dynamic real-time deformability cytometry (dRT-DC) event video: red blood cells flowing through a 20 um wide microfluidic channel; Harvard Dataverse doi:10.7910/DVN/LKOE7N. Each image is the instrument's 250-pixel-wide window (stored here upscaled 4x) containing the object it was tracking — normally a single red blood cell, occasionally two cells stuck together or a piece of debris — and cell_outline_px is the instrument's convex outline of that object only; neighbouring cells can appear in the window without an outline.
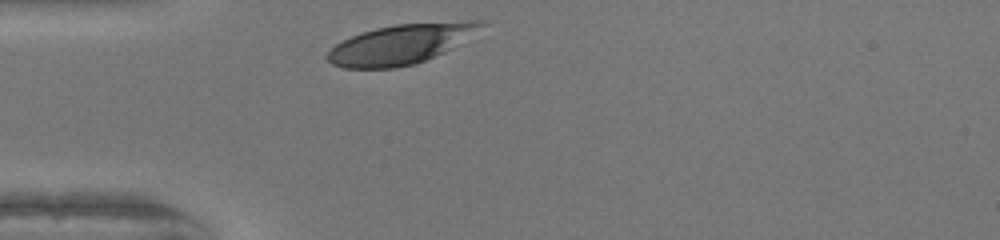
{"species": "human", "species_latin": "Homo sapiens", "temperature_condition": "warm", "stored_images_in_passage": 27, "camera_frame_rate_fps": 3000, "um_per_image_px": 0.085, "donor": {"sex": "female"}, "frame": {"image": 1, "passage_image": 1, "time_ms": 0.0, "image_size_px": [1000, 240], "cell_outline_px": [[488, 24], [444, 52], [424, 60], [412, 64], [392, 68], [344, 68], [332, 64], [324, 56], [336, 44], [352, 36], [376, 28], [396, 24], [468, 20], [484, 20]], "centroid_in_image_um": [34.07, 3.74], "position_along_channel_um": 50.9, "area_um2": 35.2}}
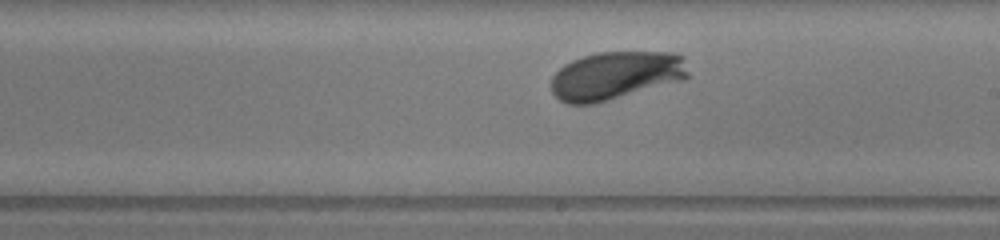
{"frame": {"image": 2, "passage_image": 16, "time_ms": 5.0, "image_size_px": [1000, 240], "cell_outline_px": [[688, 76], [684, 80], [608, 100], [592, 104], [568, 104], [560, 100], [552, 92], [552, 76], [564, 64], [572, 60], [584, 56], [600, 52], [676, 52], [684, 56], [688, 72]], "centroid_in_image_um": [52.37, 6.41], "position_along_channel_um": 236.6, "area_um2": 38.49}}
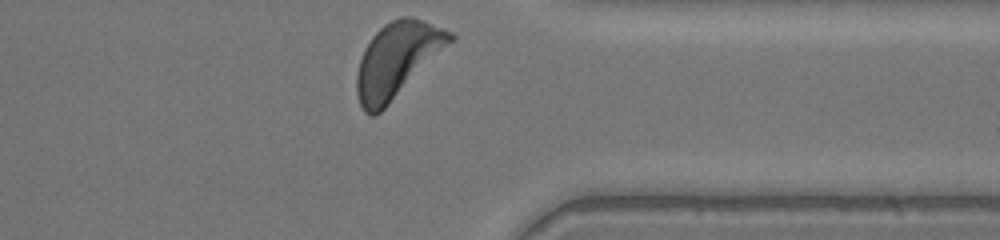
{"frame": {"image": 3, "passage_image": 27, "time_ms": 8.667, "image_size_px": [1000, 240], "cell_outline_px": [[456, 36], [376, 116], [372, 116], [364, 112], [360, 104], [356, 92], [356, 76], [360, 60], [364, 48], [372, 36], [384, 24], [400, 16], [412, 16], [452, 32]], "centroid_in_image_um": [33.7, 5.07], "position_along_channel_um": 377.7, "area_um2": 39.65}, "authors_computed_cell_mechanics": {"area_um2": 37.5122, "velocity_mm_per_s": 3.9898, "shape_relaxation_time_tau1_ms": 2.0852, "shape_relaxation_time_tau2_ms": null, "deformation_change_tau1": 0.1379, "deformation_change_tau2": null}}